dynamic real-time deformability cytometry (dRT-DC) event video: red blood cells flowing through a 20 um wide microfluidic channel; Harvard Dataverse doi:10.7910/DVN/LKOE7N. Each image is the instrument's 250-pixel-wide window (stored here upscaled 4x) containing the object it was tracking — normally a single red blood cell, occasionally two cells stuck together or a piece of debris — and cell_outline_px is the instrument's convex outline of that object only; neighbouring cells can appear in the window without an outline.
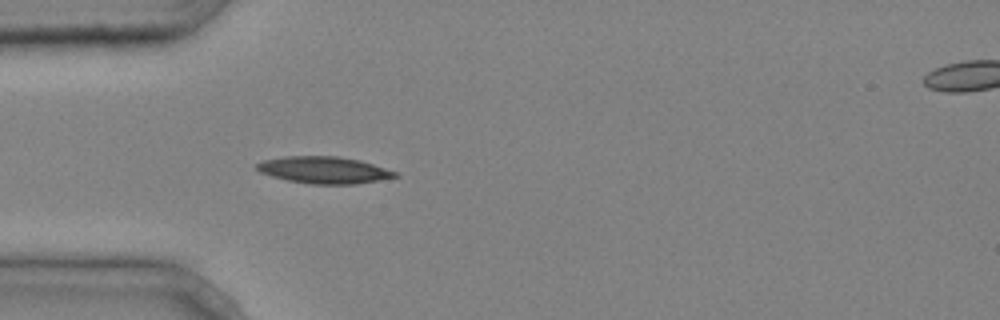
{"species": "common noctule bat (a hibernating species)", "species_latin": "Nyctalus noctula", "temperature_condition": "cold", "stored_images_in_passage": 4, "segment_of_instrument_passage": [1, 2], "camera_frame_rate_fps": 3000, "um_per_image_px": 0.085, "animal": {"sex": "male", "body_mass_g": 20.4}, "frame": {"image": 1, "passage_image": 3, "time_ms": 0.667, "image_size_px": [1000, 320], "cell_outline_px": [[400, 176], [356, 184], [312, 184], [288, 180], [272, 176], [260, 172], [256, 168], [256, 164], [264, 160], [284, 156], [336, 156], [360, 160], [400, 172]], "centroid_in_image_um": [27.58, 14.45], "position_along_channel_um": 57.4, "area_um2": 21.68}}